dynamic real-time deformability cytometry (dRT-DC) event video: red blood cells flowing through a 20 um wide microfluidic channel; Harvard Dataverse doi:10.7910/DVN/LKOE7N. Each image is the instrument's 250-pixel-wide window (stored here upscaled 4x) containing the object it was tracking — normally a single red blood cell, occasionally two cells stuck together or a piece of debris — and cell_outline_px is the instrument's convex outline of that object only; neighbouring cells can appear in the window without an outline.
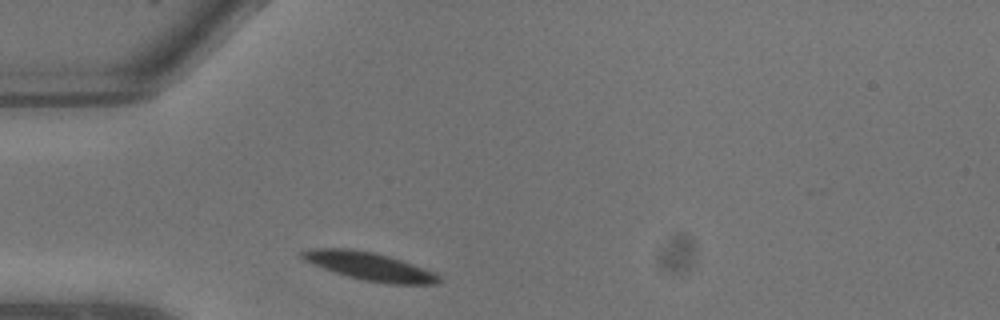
{"species": "common noctule bat (a hibernating species)", "species_latin": "Nyctalus noctula", "temperature_condition": "warm", "stored_images_in_passage": 4, "camera_frame_rate_fps": 3000, "um_per_image_px": 0.085, "animal": {"sex": "male", "body_mass_g": 13.3}, "frame": {"image": 1, "passage_image": 1, "time_ms": 0.0, "image_size_px": [1000, 320], "cell_outline_px": [[440, 280], [436, 284], [392, 284], [364, 280], [348, 276], [312, 264], [304, 260], [300, 256], [300, 252], [308, 248], [352, 248], [376, 252], [412, 264], [432, 272], [440, 276]], "centroid_in_image_um": [31.36, 22.61], "position_along_channel_um": 53.6, "area_um2": 22.14}}
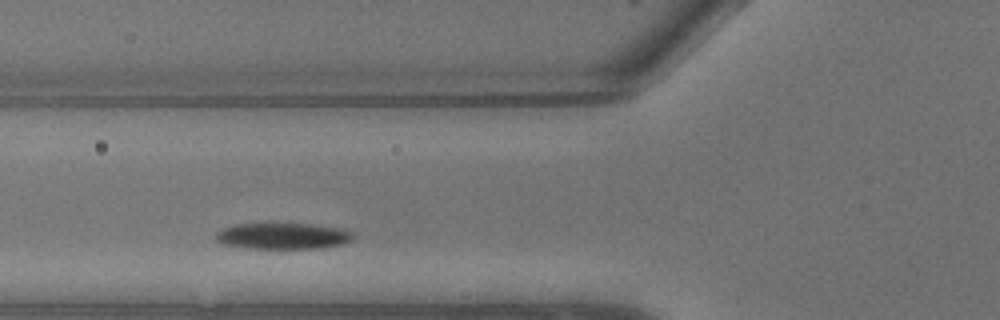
{"frame": {"image": 2, "passage_image": 3, "time_ms": 0.667, "image_size_px": [1000, 320], "cell_outline_px": [[356, 232], [352, 240], [340, 244], [320, 248], [248, 248], [224, 244], [216, 240], [216, 232], [220, 228], [232, 224], [268, 220], [320, 224], [344, 228]], "centroid_in_image_um": [24.04, 19.98], "position_along_channel_um": 101.8, "area_um2": 22.48}}